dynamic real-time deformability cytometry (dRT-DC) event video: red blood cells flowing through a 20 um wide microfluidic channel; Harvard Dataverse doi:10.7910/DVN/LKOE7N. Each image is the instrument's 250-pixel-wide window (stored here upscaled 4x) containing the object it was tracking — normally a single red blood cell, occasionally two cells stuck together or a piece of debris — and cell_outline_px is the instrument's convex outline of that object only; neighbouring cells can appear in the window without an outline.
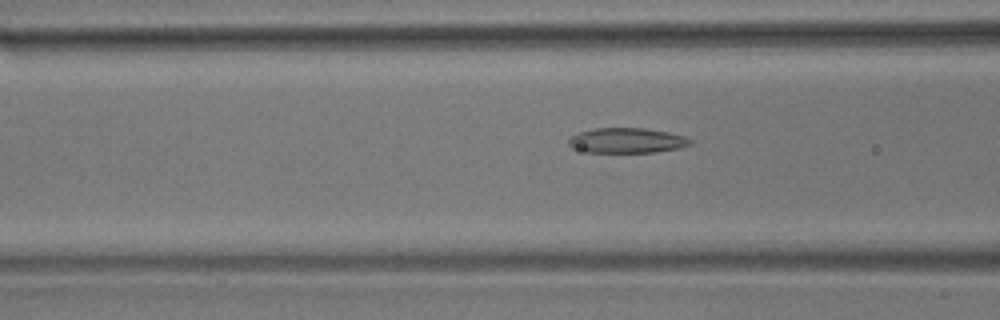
{"species": "common noctule bat (a hibernating species)", "species_latin": "Nyctalus noctula", "temperature_condition": "room temperature", "stored_images_in_passage": 56, "camera_frame_rate_fps": 3000, "um_per_image_px": 0.085, "animal": {"sex": "male", "body_mass_g": 17.9}, "frame": {"image": 1, "passage_image": 22, "time_ms": 7.0, "image_size_px": [1000, 320], "cell_outline_px": [[692, 144], [680, 148], [656, 152], [588, 152], [572, 148], [568, 144], [568, 140], [572, 136], [580, 132], [596, 128], [644, 128], [668, 132], [684, 136], [692, 140]], "centroid_in_image_um": [53.3, 11.94], "position_along_channel_um": 113.3, "area_um2": 17.74}}
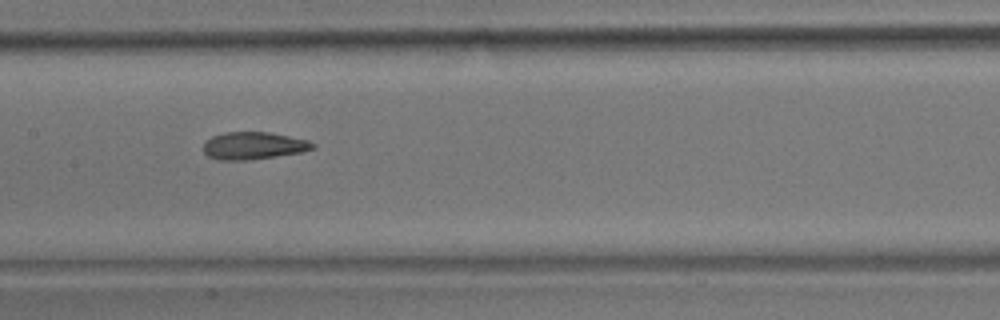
{"frame": {"image": 2, "passage_image": 28, "time_ms": 9.0, "image_size_px": [1000, 320], "cell_outline_px": [[316, 148], [300, 152], [252, 160], [220, 160], [208, 156], [204, 152], [204, 140], [212, 136], [224, 132], [268, 132], [308, 140], [316, 144]], "centroid_in_image_um": [21.54, 12.38], "position_along_channel_um": 185.9, "area_um2": 17.51}}
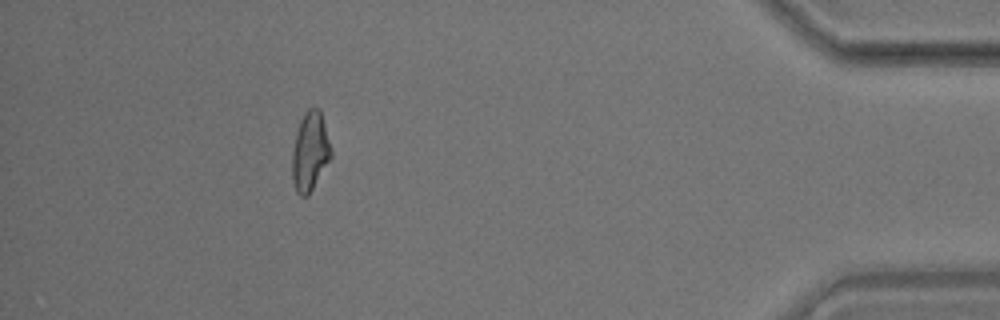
{"frame": {"image": 3, "passage_image": 51, "time_ms": 16.667, "image_size_px": [1000, 320], "cell_outline_px": [[332, 156], [308, 196], [300, 196], [296, 192], [292, 180], [292, 152], [296, 132], [300, 120], [304, 112], [308, 108], [320, 108], [332, 148]], "centroid_in_image_um": [26.35, 12.87], "position_along_channel_um": 408.8, "area_um2": 18.09}, "authors_computed_cell_mechanics": {"area_um2": 18.1492, "velocity_mm_per_s": 3.6065, "shape_relaxation_time_tau1_ms": null, "shape_relaxation_time_tau2_ms": 2.7272, "deformation_change_tau1": null, "deformation_change_tau2": 0.1168}}